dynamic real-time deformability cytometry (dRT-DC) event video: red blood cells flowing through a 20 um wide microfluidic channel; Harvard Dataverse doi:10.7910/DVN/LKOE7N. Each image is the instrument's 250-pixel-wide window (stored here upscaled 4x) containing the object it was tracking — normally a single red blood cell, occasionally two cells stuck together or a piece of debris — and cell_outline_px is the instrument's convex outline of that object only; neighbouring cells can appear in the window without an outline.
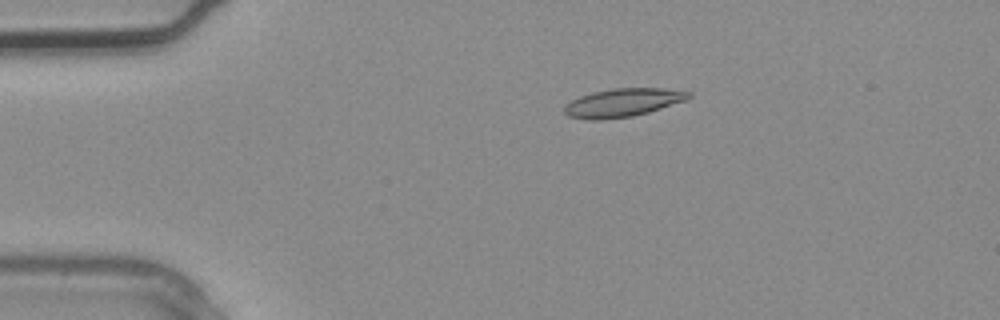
{"species": "common noctule bat (a hibernating species)", "species_latin": "Nyctalus noctula", "temperature_condition": "warm", "stored_images_in_passage": 3, "camera_frame_rate_fps": 3000, "um_per_image_px": 0.085, "animal": {"sex": "male", "body_mass_g": 20.4}, "frame": {"image": 1, "passage_image": 2, "time_ms": 0.333, "image_size_px": [1000, 320], "cell_outline_px": [[692, 96], [688, 100], [648, 112], [632, 116], [600, 120], [588, 120], [568, 116], [564, 112], [564, 104], [580, 96], [592, 92], [616, 88], [664, 88], [692, 92]], "centroid_in_image_um": [52.95, 8.72], "position_along_channel_um": 32.0, "area_um2": 20.63}}